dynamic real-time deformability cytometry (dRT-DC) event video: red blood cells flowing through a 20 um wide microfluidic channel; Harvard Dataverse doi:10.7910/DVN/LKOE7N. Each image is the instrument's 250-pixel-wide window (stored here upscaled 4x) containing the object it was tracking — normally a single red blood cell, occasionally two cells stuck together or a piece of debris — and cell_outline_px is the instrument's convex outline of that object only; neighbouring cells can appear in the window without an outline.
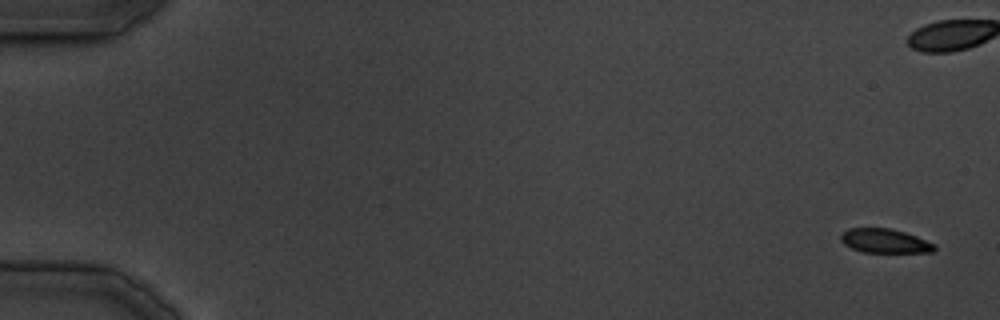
{"species": "common noctule bat (a hibernating species)", "species_latin": "Nyctalus noctula", "temperature_condition": "cold", "stored_images_in_passage": 42, "camera_frame_rate_fps": 3000, "um_per_image_px": 0.085, "animal": {"sex": "male", "body_mass_g": 19.5, "forearm_length_mm": 54.6}, "frame": {"image": 1, "passage_image": 1, "time_ms": 0.0, "image_size_px": [1000, 320], "cell_outline_px": [[936, 248], [932, 252], [860, 252], [844, 244], [840, 240], [840, 236], [848, 228], [892, 228], [916, 236], [936, 244]], "centroid_in_image_um": [75.2, 20.48], "position_along_channel_um": 9.8, "area_um2": 13.18}}